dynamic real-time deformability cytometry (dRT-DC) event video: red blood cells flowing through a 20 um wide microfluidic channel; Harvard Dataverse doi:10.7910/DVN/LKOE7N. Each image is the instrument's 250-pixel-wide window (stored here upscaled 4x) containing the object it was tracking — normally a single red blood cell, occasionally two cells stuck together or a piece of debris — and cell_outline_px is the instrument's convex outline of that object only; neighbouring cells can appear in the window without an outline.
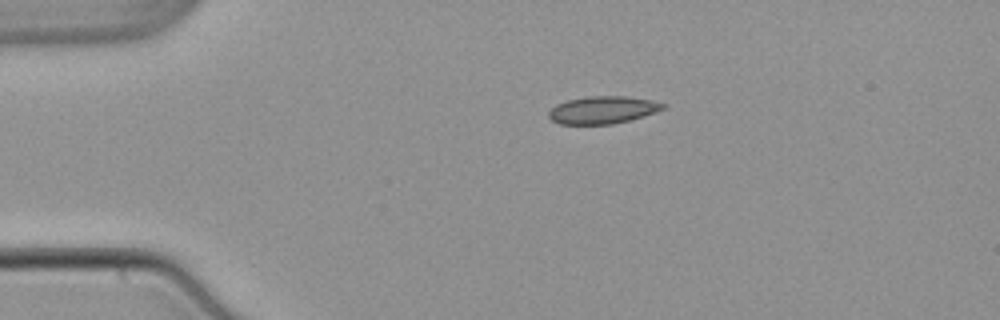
{"species": "common noctule bat (a hibernating species)", "species_latin": "Nyctalus noctula", "temperature_condition": "warm", "stored_images_in_passage": 43, "camera_frame_rate_fps": 3000, "um_per_image_px": 0.085, "animal": {"sex": "male", "body_mass_g": 21.5, "forearm_length_mm": 52.0}, "frame": {"image": 1, "passage_image": 1, "time_ms": 0.0, "image_size_px": [1000, 320], "cell_outline_px": [[668, 104], [664, 108], [656, 112], [628, 120], [612, 124], [560, 124], [552, 120], [548, 116], [548, 112], [556, 104], [568, 100], [588, 96], [624, 96], [652, 100]], "centroid_in_image_um": [51.23, 9.34], "position_along_channel_um": 33.8, "area_um2": 18.21}}
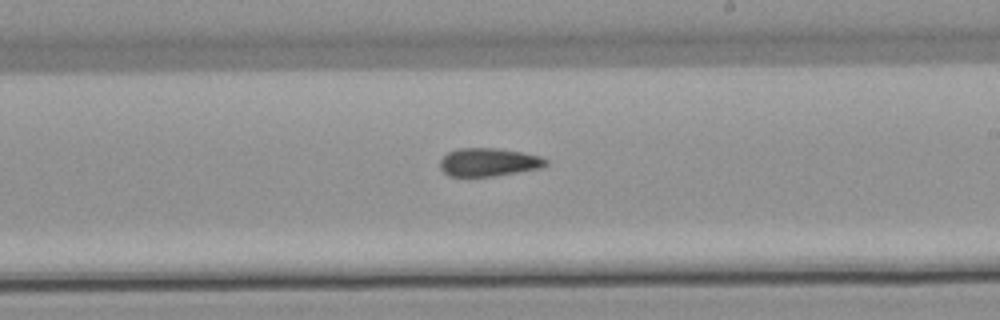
{"frame": {"image": 2, "passage_image": 21, "time_ms": 6.667, "image_size_px": [1000, 320], "cell_outline_px": [[548, 164], [540, 168], [492, 176], [448, 176], [440, 168], [440, 160], [448, 152], [456, 148], [496, 148], [520, 152], [540, 156], [548, 160]], "centroid_in_image_um": [41.51, 13.78], "position_along_channel_um": 247.5, "area_um2": 17.28}}
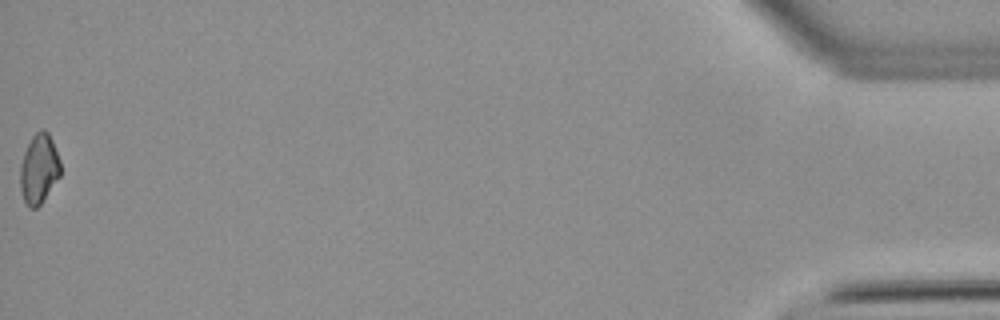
{"frame": {"image": 3, "passage_image": 43, "time_ms": 14.0, "image_size_px": [1000, 320], "cell_outline_px": [[60, 176], [40, 204], [36, 208], [28, 208], [24, 200], [20, 188], [20, 164], [24, 152], [32, 136], [36, 132], [44, 128], [48, 132], [52, 140], [60, 160]], "centroid_in_image_um": [3.3, 14.34], "position_along_channel_um": 431.9, "area_um2": 16.3}, "authors_computed_cell_mechanics": {"area_um2": 17.34, "velocity_mm_per_s": 3.8808, "shape_relaxation_time_tau1_ms": null, "shape_relaxation_time_tau2_ms": 5.7274, "deformation_change_tau1": null, "deformation_change_tau2": 0.1101}}